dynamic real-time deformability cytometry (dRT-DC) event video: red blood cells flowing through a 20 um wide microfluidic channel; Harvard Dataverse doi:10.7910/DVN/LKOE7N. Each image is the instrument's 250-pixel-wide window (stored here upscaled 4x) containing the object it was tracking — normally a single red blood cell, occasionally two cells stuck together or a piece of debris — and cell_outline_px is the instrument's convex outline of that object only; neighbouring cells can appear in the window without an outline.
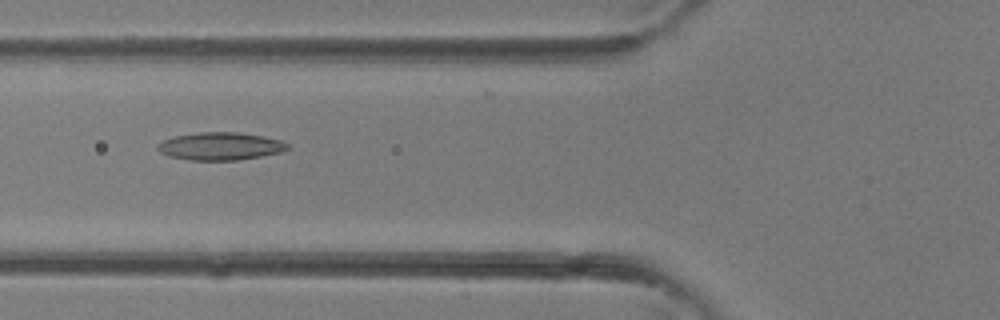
{"species": "common noctule bat (a hibernating species)", "species_latin": "Nyctalus noctula", "temperature_condition": "room temperature", "stored_images_in_passage": 6, "camera_frame_rate_fps": 3000, "um_per_image_px": 0.085, "animal": {"sex": "female"}, "frame": {"image": 1, "passage_image": 4, "time_ms": 1.0, "image_size_px": [1000, 320], "cell_outline_px": [[292, 148], [280, 152], [260, 156], [236, 160], [192, 160], [168, 156], [160, 152], [156, 148], [156, 144], [160, 140], [176, 136], [200, 132], [236, 132], [264, 136], [280, 140], [288, 144]], "centroid_in_image_um": [18.7, 12.42], "position_along_channel_um": 107.1, "area_um2": 21.04}}